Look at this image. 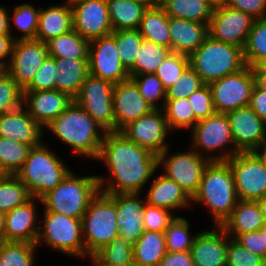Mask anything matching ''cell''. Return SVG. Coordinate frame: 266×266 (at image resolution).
Here are the masks:
<instances>
[{
    "label": "cell",
    "instance_id": "cell-1",
    "mask_svg": "<svg viewBox=\"0 0 266 266\" xmlns=\"http://www.w3.org/2000/svg\"><path fill=\"white\" fill-rule=\"evenodd\" d=\"M97 159L106 162L113 178L100 190L104 194H139L158 169L156 154L115 131L105 133Z\"/></svg>",
    "mask_w": 266,
    "mask_h": 266
},
{
    "label": "cell",
    "instance_id": "cell-2",
    "mask_svg": "<svg viewBox=\"0 0 266 266\" xmlns=\"http://www.w3.org/2000/svg\"><path fill=\"white\" fill-rule=\"evenodd\" d=\"M46 127L71 146L76 154L96 159L106 133L103 127L74 100ZM98 130L102 131V135Z\"/></svg>",
    "mask_w": 266,
    "mask_h": 266
},
{
    "label": "cell",
    "instance_id": "cell-3",
    "mask_svg": "<svg viewBox=\"0 0 266 266\" xmlns=\"http://www.w3.org/2000/svg\"><path fill=\"white\" fill-rule=\"evenodd\" d=\"M191 200L209 207L216 226L223 224L238 202L234 177L227 161L209 162Z\"/></svg>",
    "mask_w": 266,
    "mask_h": 266
},
{
    "label": "cell",
    "instance_id": "cell-4",
    "mask_svg": "<svg viewBox=\"0 0 266 266\" xmlns=\"http://www.w3.org/2000/svg\"><path fill=\"white\" fill-rule=\"evenodd\" d=\"M103 177H75L71 171L56 188L44 195L40 201L49 212L63 214L70 218L82 219L90 201L107 183Z\"/></svg>",
    "mask_w": 266,
    "mask_h": 266
},
{
    "label": "cell",
    "instance_id": "cell-5",
    "mask_svg": "<svg viewBox=\"0 0 266 266\" xmlns=\"http://www.w3.org/2000/svg\"><path fill=\"white\" fill-rule=\"evenodd\" d=\"M189 62L207 85L226 75L237 73L246 66L240 47L217 41L211 36L189 55Z\"/></svg>",
    "mask_w": 266,
    "mask_h": 266
},
{
    "label": "cell",
    "instance_id": "cell-6",
    "mask_svg": "<svg viewBox=\"0 0 266 266\" xmlns=\"http://www.w3.org/2000/svg\"><path fill=\"white\" fill-rule=\"evenodd\" d=\"M69 173L61 160L45 145L30 149L27 159L15 176L27 187L29 194L40 200L58 186Z\"/></svg>",
    "mask_w": 266,
    "mask_h": 266
},
{
    "label": "cell",
    "instance_id": "cell-7",
    "mask_svg": "<svg viewBox=\"0 0 266 266\" xmlns=\"http://www.w3.org/2000/svg\"><path fill=\"white\" fill-rule=\"evenodd\" d=\"M81 222L86 255L90 257L111 243L119 234L116 225L117 206L107 194L100 191L90 201Z\"/></svg>",
    "mask_w": 266,
    "mask_h": 266
},
{
    "label": "cell",
    "instance_id": "cell-8",
    "mask_svg": "<svg viewBox=\"0 0 266 266\" xmlns=\"http://www.w3.org/2000/svg\"><path fill=\"white\" fill-rule=\"evenodd\" d=\"M43 220V230L41 229L42 232L38 233L36 246L44 241L47 245L67 255L86 257L81 219L45 210Z\"/></svg>",
    "mask_w": 266,
    "mask_h": 266
},
{
    "label": "cell",
    "instance_id": "cell-9",
    "mask_svg": "<svg viewBox=\"0 0 266 266\" xmlns=\"http://www.w3.org/2000/svg\"><path fill=\"white\" fill-rule=\"evenodd\" d=\"M257 79L252 67L245 66L239 72L226 75L209 84L216 113H227L250 104Z\"/></svg>",
    "mask_w": 266,
    "mask_h": 266
},
{
    "label": "cell",
    "instance_id": "cell-10",
    "mask_svg": "<svg viewBox=\"0 0 266 266\" xmlns=\"http://www.w3.org/2000/svg\"><path fill=\"white\" fill-rule=\"evenodd\" d=\"M111 82L89 74L74 101L86 110L106 132L115 131Z\"/></svg>",
    "mask_w": 266,
    "mask_h": 266
},
{
    "label": "cell",
    "instance_id": "cell-11",
    "mask_svg": "<svg viewBox=\"0 0 266 266\" xmlns=\"http://www.w3.org/2000/svg\"><path fill=\"white\" fill-rule=\"evenodd\" d=\"M227 162L238 200L256 201L266 196V168L254 152H238Z\"/></svg>",
    "mask_w": 266,
    "mask_h": 266
},
{
    "label": "cell",
    "instance_id": "cell-12",
    "mask_svg": "<svg viewBox=\"0 0 266 266\" xmlns=\"http://www.w3.org/2000/svg\"><path fill=\"white\" fill-rule=\"evenodd\" d=\"M167 153L168 148L157 156L158 167L164 163V175L174 180L192 198L198 190L204 169L210 160L194 150L170 157Z\"/></svg>",
    "mask_w": 266,
    "mask_h": 266
},
{
    "label": "cell",
    "instance_id": "cell-13",
    "mask_svg": "<svg viewBox=\"0 0 266 266\" xmlns=\"http://www.w3.org/2000/svg\"><path fill=\"white\" fill-rule=\"evenodd\" d=\"M193 150L197 148L213 152L225 144H232L233 149L223 152L222 155L208 156L210 161H228L239 151L235 148L232 138L230 121L227 113H214L210 117L199 120L193 127ZM195 147V148H194ZM197 147V148H196Z\"/></svg>",
    "mask_w": 266,
    "mask_h": 266
},
{
    "label": "cell",
    "instance_id": "cell-14",
    "mask_svg": "<svg viewBox=\"0 0 266 266\" xmlns=\"http://www.w3.org/2000/svg\"><path fill=\"white\" fill-rule=\"evenodd\" d=\"M73 29L84 39L92 41L112 34L106 0L69 1Z\"/></svg>",
    "mask_w": 266,
    "mask_h": 266
},
{
    "label": "cell",
    "instance_id": "cell-15",
    "mask_svg": "<svg viewBox=\"0 0 266 266\" xmlns=\"http://www.w3.org/2000/svg\"><path fill=\"white\" fill-rule=\"evenodd\" d=\"M255 19L227 5L214 7L209 24V36L242 50Z\"/></svg>",
    "mask_w": 266,
    "mask_h": 266
},
{
    "label": "cell",
    "instance_id": "cell-16",
    "mask_svg": "<svg viewBox=\"0 0 266 266\" xmlns=\"http://www.w3.org/2000/svg\"><path fill=\"white\" fill-rule=\"evenodd\" d=\"M47 45L37 39L15 40L7 73L24 90L48 56Z\"/></svg>",
    "mask_w": 266,
    "mask_h": 266
},
{
    "label": "cell",
    "instance_id": "cell-17",
    "mask_svg": "<svg viewBox=\"0 0 266 266\" xmlns=\"http://www.w3.org/2000/svg\"><path fill=\"white\" fill-rule=\"evenodd\" d=\"M89 74L117 84L130 78L129 72L121 63L116 40L110 34L90 41Z\"/></svg>",
    "mask_w": 266,
    "mask_h": 266
},
{
    "label": "cell",
    "instance_id": "cell-18",
    "mask_svg": "<svg viewBox=\"0 0 266 266\" xmlns=\"http://www.w3.org/2000/svg\"><path fill=\"white\" fill-rule=\"evenodd\" d=\"M159 110L153 109L120 131L127 139L157 156L168 148L165 138L170 130L163 110Z\"/></svg>",
    "mask_w": 266,
    "mask_h": 266
},
{
    "label": "cell",
    "instance_id": "cell-19",
    "mask_svg": "<svg viewBox=\"0 0 266 266\" xmlns=\"http://www.w3.org/2000/svg\"><path fill=\"white\" fill-rule=\"evenodd\" d=\"M227 116L239 152H254L266 141V122L250 106L227 112Z\"/></svg>",
    "mask_w": 266,
    "mask_h": 266
},
{
    "label": "cell",
    "instance_id": "cell-20",
    "mask_svg": "<svg viewBox=\"0 0 266 266\" xmlns=\"http://www.w3.org/2000/svg\"><path fill=\"white\" fill-rule=\"evenodd\" d=\"M113 108L115 132L153 110L130 78L113 85Z\"/></svg>",
    "mask_w": 266,
    "mask_h": 266
},
{
    "label": "cell",
    "instance_id": "cell-21",
    "mask_svg": "<svg viewBox=\"0 0 266 266\" xmlns=\"http://www.w3.org/2000/svg\"><path fill=\"white\" fill-rule=\"evenodd\" d=\"M68 94L58 90L23 91V103L28 114L42 127L48 126L73 102Z\"/></svg>",
    "mask_w": 266,
    "mask_h": 266
},
{
    "label": "cell",
    "instance_id": "cell-22",
    "mask_svg": "<svg viewBox=\"0 0 266 266\" xmlns=\"http://www.w3.org/2000/svg\"><path fill=\"white\" fill-rule=\"evenodd\" d=\"M216 227L218 233L205 231L195 236L190 249L194 266H227L226 250L231 237L221 226Z\"/></svg>",
    "mask_w": 266,
    "mask_h": 266
},
{
    "label": "cell",
    "instance_id": "cell-23",
    "mask_svg": "<svg viewBox=\"0 0 266 266\" xmlns=\"http://www.w3.org/2000/svg\"><path fill=\"white\" fill-rule=\"evenodd\" d=\"M117 206V228L119 234L134 243L145 231L143 203L138 193L107 194Z\"/></svg>",
    "mask_w": 266,
    "mask_h": 266
},
{
    "label": "cell",
    "instance_id": "cell-24",
    "mask_svg": "<svg viewBox=\"0 0 266 266\" xmlns=\"http://www.w3.org/2000/svg\"><path fill=\"white\" fill-rule=\"evenodd\" d=\"M34 199L32 197L25 204L6 212L2 241L36 243L41 228L35 226L37 210Z\"/></svg>",
    "mask_w": 266,
    "mask_h": 266
},
{
    "label": "cell",
    "instance_id": "cell-25",
    "mask_svg": "<svg viewBox=\"0 0 266 266\" xmlns=\"http://www.w3.org/2000/svg\"><path fill=\"white\" fill-rule=\"evenodd\" d=\"M41 127L22 106L0 115V136L22 142L31 147L41 144Z\"/></svg>",
    "mask_w": 266,
    "mask_h": 266
},
{
    "label": "cell",
    "instance_id": "cell-26",
    "mask_svg": "<svg viewBox=\"0 0 266 266\" xmlns=\"http://www.w3.org/2000/svg\"><path fill=\"white\" fill-rule=\"evenodd\" d=\"M171 50L190 55L209 36V25L181 18L168 17Z\"/></svg>",
    "mask_w": 266,
    "mask_h": 266
},
{
    "label": "cell",
    "instance_id": "cell-27",
    "mask_svg": "<svg viewBox=\"0 0 266 266\" xmlns=\"http://www.w3.org/2000/svg\"><path fill=\"white\" fill-rule=\"evenodd\" d=\"M73 30L72 9L69 1L61 6L40 8L36 39L46 43L52 38Z\"/></svg>",
    "mask_w": 266,
    "mask_h": 266
},
{
    "label": "cell",
    "instance_id": "cell-28",
    "mask_svg": "<svg viewBox=\"0 0 266 266\" xmlns=\"http://www.w3.org/2000/svg\"><path fill=\"white\" fill-rule=\"evenodd\" d=\"M264 224V217L257 201L238 200L231 215L221 227L227 235H234L232 237L236 239L240 234L260 230Z\"/></svg>",
    "mask_w": 266,
    "mask_h": 266
},
{
    "label": "cell",
    "instance_id": "cell-29",
    "mask_svg": "<svg viewBox=\"0 0 266 266\" xmlns=\"http://www.w3.org/2000/svg\"><path fill=\"white\" fill-rule=\"evenodd\" d=\"M56 64V90L74 99L89 75V59L54 57Z\"/></svg>",
    "mask_w": 266,
    "mask_h": 266
},
{
    "label": "cell",
    "instance_id": "cell-30",
    "mask_svg": "<svg viewBox=\"0 0 266 266\" xmlns=\"http://www.w3.org/2000/svg\"><path fill=\"white\" fill-rule=\"evenodd\" d=\"M148 192L145 200L148 205L170 211L188 206L191 202V198L184 190L165 175H159L158 178L154 179Z\"/></svg>",
    "mask_w": 266,
    "mask_h": 266
},
{
    "label": "cell",
    "instance_id": "cell-31",
    "mask_svg": "<svg viewBox=\"0 0 266 266\" xmlns=\"http://www.w3.org/2000/svg\"><path fill=\"white\" fill-rule=\"evenodd\" d=\"M166 253L164 232L145 230L133 243L135 266H158Z\"/></svg>",
    "mask_w": 266,
    "mask_h": 266
},
{
    "label": "cell",
    "instance_id": "cell-32",
    "mask_svg": "<svg viewBox=\"0 0 266 266\" xmlns=\"http://www.w3.org/2000/svg\"><path fill=\"white\" fill-rule=\"evenodd\" d=\"M113 31L138 29L146 5L133 0H106Z\"/></svg>",
    "mask_w": 266,
    "mask_h": 266
},
{
    "label": "cell",
    "instance_id": "cell-33",
    "mask_svg": "<svg viewBox=\"0 0 266 266\" xmlns=\"http://www.w3.org/2000/svg\"><path fill=\"white\" fill-rule=\"evenodd\" d=\"M168 17L160 5L148 7L137 30L145 40L171 49Z\"/></svg>",
    "mask_w": 266,
    "mask_h": 266
},
{
    "label": "cell",
    "instance_id": "cell-34",
    "mask_svg": "<svg viewBox=\"0 0 266 266\" xmlns=\"http://www.w3.org/2000/svg\"><path fill=\"white\" fill-rule=\"evenodd\" d=\"M160 6L169 17L210 24L214 6L207 0H161Z\"/></svg>",
    "mask_w": 266,
    "mask_h": 266
},
{
    "label": "cell",
    "instance_id": "cell-35",
    "mask_svg": "<svg viewBox=\"0 0 266 266\" xmlns=\"http://www.w3.org/2000/svg\"><path fill=\"white\" fill-rule=\"evenodd\" d=\"M49 56L73 59H89L90 41L74 29L46 42Z\"/></svg>",
    "mask_w": 266,
    "mask_h": 266
},
{
    "label": "cell",
    "instance_id": "cell-36",
    "mask_svg": "<svg viewBox=\"0 0 266 266\" xmlns=\"http://www.w3.org/2000/svg\"><path fill=\"white\" fill-rule=\"evenodd\" d=\"M172 53L170 48L143 40L130 77L138 74L155 73L159 65Z\"/></svg>",
    "mask_w": 266,
    "mask_h": 266
},
{
    "label": "cell",
    "instance_id": "cell-37",
    "mask_svg": "<svg viewBox=\"0 0 266 266\" xmlns=\"http://www.w3.org/2000/svg\"><path fill=\"white\" fill-rule=\"evenodd\" d=\"M102 264L107 266H135L133 260V243L116 235L111 243L104 246L94 255Z\"/></svg>",
    "mask_w": 266,
    "mask_h": 266
},
{
    "label": "cell",
    "instance_id": "cell-38",
    "mask_svg": "<svg viewBox=\"0 0 266 266\" xmlns=\"http://www.w3.org/2000/svg\"><path fill=\"white\" fill-rule=\"evenodd\" d=\"M32 147L0 136V168L5 175H15L27 159Z\"/></svg>",
    "mask_w": 266,
    "mask_h": 266
},
{
    "label": "cell",
    "instance_id": "cell-39",
    "mask_svg": "<svg viewBox=\"0 0 266 266\" xmlns=\"http://www.w3.org/2000/svg\"><path fill=\"white\" fill-rule=\"evenodd\" d=\"M163 113L169 129L193 128L198 120L195 118L188 98L165 99Z\"/></svg>",
    "mask_w": 266,
    "mask_h": 266
},
{
    "label": "cell",
    "instance_id": "cell-40",
    "mask_svg": "<svg viewBox=\"0 0 266 266\" xmlns=\"http://www.w3.org/2000/svg\"><path fill=\"white\" fill-rule=\"evenodd\" d=\"M32 196L27 187L15 176L5 175L0 179V210L9 212L25 204Z\"/></svg>",
    "mask_w": 266,
    "mask_h": 266
},
{
    "label": "cell",
    "instance_id": "cell-41",
    "mask_svg": "<svg viewBox=\"0 0 266 266\" xmlns=\"http://www.w3.org/2000/svg\"><path fill=\"white\" fill-rule=\"evenodd\" d=\"M245 64L254 67L266 58V18L256 19L243 48Z\"/></svg>",
    "mask_w": 266,
    "mask_h": 266
},
{
    "label": "cell",
    "instance_id": "cell-42",
    "mask_svg": "<svg viewBox=\"0 0 266 266\" xmlns=\"http://www.w3.org/2000/svg\"><path fill=\"white\" fill-rule=\"evenodd\" d=\"M116 48L125 69L129 72L135 65L138 52L144 40L137 29L113 31Z\"/></svg>",
    "mask_w": 266,
    "mask_h": 266
},
{
    "label": "cell",
    "instance_id": "cell-43",
    "mask_svg": "<svg viewBox=\"0 0 266 266\" xmlns=\"http://www.w3.org/2000/svg\"><path fill=\"white\" fill-rule=\"evenodd\" d=\"M36 244L0 241V266H33Z\"/></svg>",
    "mask_w": 266,
    "mask_h": 266
},
{
    "label": "cell",
    "instance_id": "cell-44",
    "mask_svg": "<svg viewBox=\"0 0 266 266\" xmlns=\"http://www.w3.org/2000/svg\"><path fill=\"white\" fill-rule=\"evenodd\" d=\"M189 223L185 218L177 217L164 231L167 252H186L193 246L194 237L189 236Z\"/></svg>",
    "mask_w": 266,
    "mask_h": 266
},
{
    "label": "cell",
    "instance_id": "cell-45",
    "mask_svg": "<svg viewBox=\"0 0 266 266\" xmlns=\"http://www.w3.org/2000/svg\"><path fill=\"white\" fill-rule=\"evenodd\" d=\"M190 66L189 56L172 52L157 68L155 75L165 89L171 87Z\"/></svg>",
    "mask_w": 266,
    "mask_h": 266
},
{
    "label": "cell",
    "instance_id": "cell-46",
    "mask_svg": "<svg viewBox=\"0 0 266 266\" xmlns=\"http://www.w3.org/2000/svg\"><path fill=\"white\" fill-rule=\"evenodd\" d=\"M130 79L137 85L140 94L153 109H159L156 105V100L159 98L163 97V103H165L166 89L155 73L138 74Z\"/></svg>",
    "mask_w": 266,
    "mask_h": 266
},
{
    "label": "cell",
    "instance_id": "cell-47",
    "mask_svg": "<svg viewBox=\"0 0 266 266\" xmlns=\"http://www.w3.org/2000/svg\"><path fill=\"white\" fill-rule=\"evenodd\" d=\"M23 89L6 72L0 77V115L22 106Z\"/></svg>",
    "mask_w": 266,
    "mask_h": 266
},
{
    "label": "cell",
    "instance_id": "cell-48",
    "mask_svg": "<svg viewBox=\"0 0 266 266\" xmlns=\"http://www.w3.org/2000/svg\"><path fill=\"white\" fill-rule=\"evenodd\" d=\"M40 9L29 4L19 5L14 9V23L24 34L16 40L36 39Z\"/></svg>",
    "mask_w": 266,
    "mask_h": 266
},
{
    "label": "cell",
    "instance_id": "cell-49",
    "mask_svg": "<svg viewBox=\"0 0 266 266\" xmlns=\"http://www.w3.org/2000/svg\"><path fill=\"white\" fill-rule=\"evenodd\" d=\"M204 85L202 79L189 66L180 78L166 90V99L188 98Z\"/></svg>",
    "mask_w": 266,
    "mask_h": 266
},
{
    "label": "cell",
    "instance_id": "cell-50",
    "mask_svg": "<svg viewBox=\"0 0 266 266\" xmlns=\"http://www.w3.org/2000/svg\"><path fill=\"white\" fill-rule=\"evenodd\" d=\"M56 89V64L52 56H47L36 71L33 80L23 91H46Z\"/></svg>",
    "mask_w": 266,
    "mask_h": 266
},
{
    "label": "cell",
    "instance_id": "cell-51",
    "mask_svg": "<svg viewBox=\"0 0 266 266\" xmlns=\"http://www.w3.org/2000/svg\"><path fill=\"white\" fill-rule=\"evenodd\" d=\"M227 266H263L264 258L231 237L226 250Z\"/></svg>",
    "mask_w": 266,
    "mask_h": 266
},
{
    "label": "cell",
    "instance_id": "cell-52",
    "mask_svg": "<svg viewBox=\"0 0 266 266\" xmlns=\"http://www.w3.org/2000/svg\"><path fill=\"white\" fill-rule=\"evenodd\" d=\"M170 212L167 209L154 207L146 203L142 211L145 230L164 232L177 218Z\"/></svg>",
    "mask_w": 266,
    "mask_h": 266
},
{
    "label": "cell",
    "instance_id": "cell-53",
    "mask_svg": "<svg viewBox=\"0 0 266 266\" xmlns=\"http://www.w3.org/2000/svg\"><path fill=\"white\" fill-rule=\"evenodd\" d=\"M195 118L199 121L215 113L210 86L204 84L188 97Z\"/></svg>",
    "mask_w": 266,
    "mask_h": 266
},
{
    "label": "cell",
    "instance_id": "cell-54",
    "mask_svg": "<svg viewBox=\"0 0 266 266\" xmlns=\"http://www.w3.org/2000/svg\"><path fill=\"white\" fill-rule=\"evenodd\" d=\"M227 6L256 19L266 18V0H228Z\"/></svg>",
    "mask_w": 266,
    "mask_h": 266
},
{
    "label": "cell",
    "instance_id": "cell-55",
    "mask_svg": "<svg viewBox=\"0 0 266 266\" xmlns=\"http://www.w3.org/2000/svg\"><path fill=\"white\" fill-rule=\"evenodd\" d=\"M235 240L251 252L263 258L266 257V246H264V237L260 230L240 234Z\"/></svg>",
    "mask_w": 266,
    "mask_h": 266
},
{
    "label": "cell",
    "instance_id": "cell-56",
    "mask_svg": "<svg viewBox=\"0 0 266 266\" xmlns=\"http://www.w3.org/2000/svg\"><path fill=\"white\" fill-rule=\"evenodd\" d=\"M249 106L266 122V89L258 82L253 88Z\"/></svg>",
    "mask_w": 266,
    "mask_h": 266
},
{
    "label": "cell",
    "instance_id": "cell-57",
    "mask_svg": "<svg viewBox=\"0 0 266 266\" xmlns=\"http://www.w3.org/2000/svg\"><path fill=\"white\" fill-rule=\"evenodd\" d=\"M158 266H194L190 251L167 252Z\"/></svg>",
    "mask_w": 266,
    "mask_h": 266
},
{
    "label": "cell",
    "instance_id": "cell-58",
    "mask_svg": "<svg viewBox=\"0 0 266 266\" xmlns=\"http://www.w3.org/2000/svg\"><path fill=\"white\" fill-rule=\"evenodd\" d=\"M15 40L13 35H0V59L12 55Z\"/></svg>",
    "mask_w": 266,
    "mask_h": 266
},
{
    "label": "cell",
    "instance_id": "cell-59",
    "mask_svg": "<svg viewBox=\"0 0 266 266\" xmlns=\"http://www.w3.org/2000/svg\"><path fill=\"white\" fill-rule=\"evenodd\" d=\"M7 13L6 8L0 6V35H12L10 34V18Z\"/></svg>",
    "mask_w": 266,
    "mask_h": 266
},
{
    "label": "cell",
    "instance_id": "cell-60",
    "mask_svg": "<svg viewBox=\"0 0 266 266\" xmlns=\"http://www.w3.org/2000/svg\"><path fill=\"white\" fill-rule=\"evenodd\" d=\"M255 76H266V58L261 59L254 67H253Z\"/></svg>",
    "mask_w": 266,
    "mask_h": 266
},
{
    "label": "cell",
    "instance_id": "cell-61",
    "mask_svg": "<svg viewBox=\"0 0 266 266\" xmlns=\"http://www.w3.org/2000/svg\"><path fill=\"white\" fill-rule=\"evenodd\" d=\"M260 149L262 151H260ZM254 153L260 158L266 168V141L257 150H255Z\"/></svg>",
    "mask_w": 266,
    "mask_h": 266
},
{
    "label": "cell",
    "instance_id": "cell-62",
    "mask_svg": "<svg viewBox=\"0 0 266 266\" xmlns=\"http://www.w3.org/2000/svg\"><path fill=\"white\" fill-rule=\"evenodd\" d=\"M256 201H257L258 206L260 208V211L262 212V215L264 217V222L266 223V196L263 198H260Z\"/></svg>",
    "mask_w": 266,
    "mask_h": 266
},
{
    "label": "cell",
    "instance_id": "cell-63",
    "mask_svg": "<svg viewBox=\"0 0 266 266\" xmlns=\"http://www.w3.org/2000/svg\"><path fill=\"white\" fill-rule=\"evenodd\" d=\"M6 213L0 210V241H2L3 231L5 228Z\"/></svg>",
    "mask_w": 266,
    "mask_h": 266
},
{
    "label": "cell",
    "instance_id": "cell-64",
    "mask_svg": "<svg viewBox=\"0 0 266 266\" xmlns=\"http://www.w3.org/2000/svg\"><path fill=\"white\" fill-rule=\"evenodd\" d=\"M146 5L147 7H154L160 5L161 0H133Z\"/></svg>",
    "mask_w": 266,
    "mask_h": 266
},
{
    "label": "cell",
    "instance_id": "cell-65",
    "mask_svg": "<svg viewBox=\"0 0 266 266\" xmlns=\"http://www.w3.org/2000/svg\"><path fill=\"white\" fill-rule=\"evenodd\" d=\"M212 6L218 7L226 5L228 0H207Z\"/></svg>",
    "mask_w": 266,
    "mask_h": 266
},
{
    "label": "cell",
    "instance_id": "cell-66",
    "mask_svg": "<svg viewBox=\"0 0 266 266\" xmlns=\"http://www.w3.org/2000/svg\"><path fill=\"white\" fill-rule=\"evenodd\" d=\"M6 72H7V65L5 61H2V59H0V77L4 75Z\"/></svg>",
    "mask_w": 266,
    "mask_h": 266
},
{
    "label": "cell",
    "instance_id": "cell-67",
    "mask_svg": "<svg viewBox=\"0 0 266 266\" xmlns=\"http://www.w3.org/2000/svg\"><path fill=\"white\" fill-rule=\"evenodd\" d=\"M257 82L266 89V76H255Z\"/></svg>",
    "mask_w": 266,
    "mask_h": 266
},
{
    "label": "cell",
    "instance_id": "cell-68",
    "mask_svg": "<svg viewBox=\"0 0 266 266\" xmlns=\"http://www.w3.org/2000/svg\"><path fill=\"white\" fill-rule=\"evenodd\" d=\"M260 231L264 237V246H266V223L260 228Z\"/></svg>",
    "mask_w": 266,
    "mask_h": 266
},
{
    "label": "cell",
    "instance_id": "cell-69",
    "mask_svg": "<svg viewBox=\"0 0 266 266\" xmlns=\"http://www.w3.org/2000/svg\"><path fill=\"white\" fill-rule=\"evenodd\" d=\"M90 259H92V261L94 263L93 265H95V266H107V265L102 264L95 256H91Z\"/></svg>",
    "mask_w": 266,
    "mask_h": 266
},
{
    "label": "cell",
    "instance_id": "cell-70",
    "mask_svg": "<svg viewBox=\"0 0 266 266\" xmlns=\"http://www.w3.org/2000/svg\"><path fill=\"white\" fill-rule=\"evenodd\" d=\"M5 176V173L2 171V169L0 168V179L3 178Z\"/></svg>",
    "mask_w": 266,
    "mask_h": 266
},
{
    "label": "cell",
    "instance_id": "cell-71",
    "mask_svg": "<svg viewBox=\"0 0 266 266\" xmlns=\"http://www.w3.org/2000/svg\"><path fill=\"white\" fill-rule=\"evenodd\" d=\"M263 266H266V257L264 258Z\"/></svg>",
    "mask_w": 266,
    "mask_h": 266
}]
</instances>
